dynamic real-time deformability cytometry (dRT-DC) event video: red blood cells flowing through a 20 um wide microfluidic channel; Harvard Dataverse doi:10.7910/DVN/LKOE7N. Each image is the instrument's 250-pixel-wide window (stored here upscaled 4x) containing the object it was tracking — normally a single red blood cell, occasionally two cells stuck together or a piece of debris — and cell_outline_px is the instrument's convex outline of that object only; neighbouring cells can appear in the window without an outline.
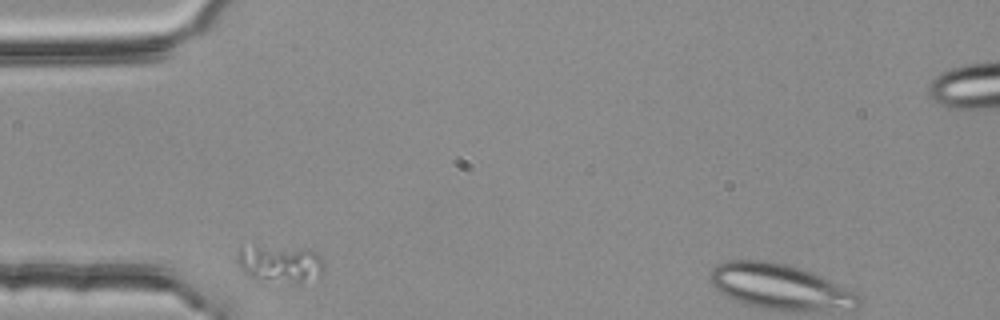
{"species": "common noctule bat (a hibernating species)", "species_latin": "Nyctalus noctula", "temperature_condition": "room temperature", "stored_images_in_passage": 3, "camera_frame_rate_fps": 3000, "um_per_image_px": 0.085, "animal": {"sex": "female", "body_mass_g": 25.1}, "frame": {"image": 1, "passage_image": 1, "time_ms": 0.0, "image_size_px": [1000, 320], "cell_outline_px": [[324, 268], [320, 272], [300, 284], [248, 276], [240, 268], [236, 260], [236, 252], [240, 244], [256, 244], [316, 252], [324, 260]], "centroid_in_image_um": [23.69, 22.36], "position_along_channel_um": 61.3, "area_um2": 18.84}}